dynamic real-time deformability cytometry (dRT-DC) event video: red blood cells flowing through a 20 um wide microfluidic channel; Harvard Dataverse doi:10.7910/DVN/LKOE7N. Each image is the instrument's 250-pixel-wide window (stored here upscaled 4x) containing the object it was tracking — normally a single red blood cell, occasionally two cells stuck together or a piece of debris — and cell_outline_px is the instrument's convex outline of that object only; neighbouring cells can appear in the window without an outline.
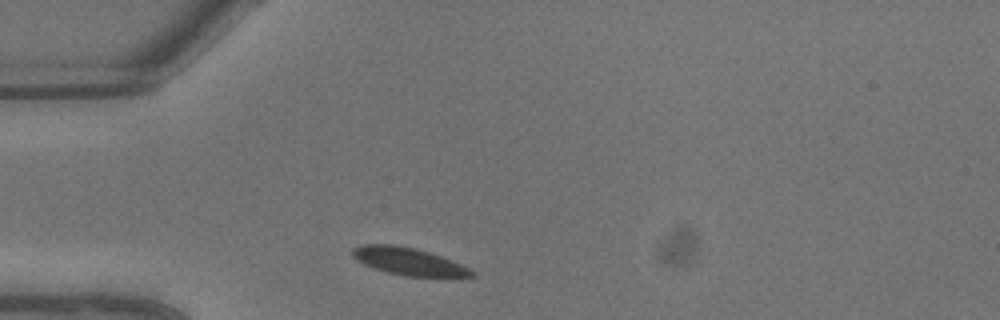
{"species": "common noctule bat (a hibernating species)", "species_latin": "Nyctalus noctula", "temperature_condition": "warm", "stored_images_in_passage": 3, "camera_frame_rate_fps": 3000, "um_per_image_px": 0.085, "animal": {"sex": "male", "body_mass_g": 13.3}, "frame": {"image": 1, "passage_image": 1, "time_ms": 0.0, "image_size_px": [1000, 320], "cell_outline_px": [[476, 276], [460, 280], [452, 280], [404, 276], [388, 272], [364, 264], [356, 260], [352, 256], [352, 248], [364, 244], [392, 244], [412, 248], [428, 252], [452, 260], [476, 272]], "centroid_in_image_um": [34.88, 22.29], "position_along_channel_um": 50.1, "area_um2": 19.83}}
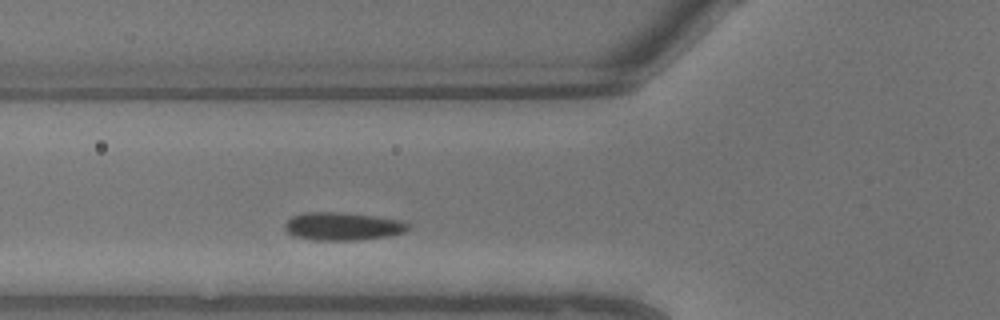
{"frame": {"image": 2, "passage_image": 3, "time_ms": 0.667, "image_size_px": [1000, 320], "cell_outline_px": [[408, 228], [404, 232], [388, 236], [356, 240], [312, 240], [292, 236], [284, 228], [284, 224], [292, 216], [304, 212], [340, 212], [376, 216], [400, 220], [408, 224]], "centroid_in_image_um": [29.08, 19.23], "position_along_channel_um": 96.7, "area_um2": 20.11}}